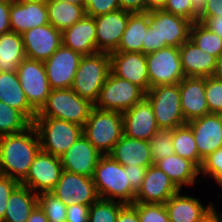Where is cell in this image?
<instances>
[{
	"instance_id": "cell-2",
	"label": "cell",
	"mask_w": 222,
	"mask_h": 222,
	"mask_svg": "<svg viewBox=\"0 0 222 222\" xmlns=\"http://www.w3.org/2000/svg\"><path fill=\"white\" fill-rule=\"evenodd\" d=\"M149 16V27L142 44L143 54H149L168 46L179 48L189 40L192 21L163 9L150 10Z\"/></svg>"
},
{
	"instance_id": "cell-41",
	"label": "cell",
	"mask_w": 222,
	"mask_h": 222,
	"mask_svg": "<svg viewBox=\"0 0 222 222\" xmlns=\"http://www.w3.org/2000/svg\"><path fill=\"white\" fill-rule=\"evenodd\" d=\"M205 96L209 114H222V81L214 76L205 77Z\"/></svg>"
},
{
	"instance_id": "cell-51",
	"label": "cell",
	"mask_w": 222,
	"mask_h": 222,
	"mask_svg": "<svg viewBox=\"0 0 222 222\" xmlns=\"http://www.w3.org/2000/svg\"><path fill=\"white\" fill-rule=\"evenodd\" d=\"M197 21L222 38V15L210 18H198Z\"/></svg>"
},
{
	"instance_id": "cell-53",
	"label": "cell",
	"mask_w": 222,
	"mask_h": 222,
	"mask_svg": "<svg viewBox=\"0 0 222 222\" xmlns=\"http://www.w3.org/2000/svg\"><path fill=\"white\" fill-rule=\"evenodd\" d=\"M217 212L214 205L213 207L206 212L198 222H222V213Z\"/></svg>"
},
{
	"instance_id": "cell-17",
	"label": "cell",
	"mask_w": 222,
	"mask_h": 222,
	"mask_svg": "<svg viewBox=\"0 0 222 222\" xmlns=\"http://www.w3.org/2000/svg\"><path fill=\"white\" fill-rule=\"evenodd\" d=\"M131 13L130 11L119 9L94 17L97 52L111 53L118 48Z\"/></svg>"
},
{
	"instance_id": "cell-7",
	"label": "cell",
	"mask_w": 222,
	"mask_h": 222,
	"mask_svg": "<svg viewBox=\"0 0 222 222\" xmlns=\"http://www.w3.org/2000/svg\"><path fill=\"white\" fill-rule=\"evenodd\" d=\"M32 125L37 131L41 150L59 158L82 134V126L56 118L35 117Z\"/></svg>"
},
{
	"instance_id": "cell-11",
	"label": "cell",
	"mask_w": 222,
	"mask_h": 222,
	"mask_svg": "<svg viewBox=\"0 0 222 222\" xmlns=\"http://www.w3.org/2000/svg\"><path fill=\"white\" fill-rule=\"evenodd\" d=\"M16 73L29 105L38 112L52 90L44 62L25 58Z\"/></svg>"
},
{
	"instance_id": "cell-36",
	"label": "cell",
	"mask_w": 222,
	"mask_h": 222,
	"mask_svg": "<svg viewBox=\"0 0 222 222\" xmlns=\"http://www.w3.org/2000/svg\"><path fill=\"white\" fill-rule=\"evenodd\" d=\"M32 122L19 110L0 101V136L23 132Z\"/></svg>"
},
{
	"instance_id": "cell-5",
	"label": "cell",
	"mask_w": 222,
	"mask_h": 222,
	"mask_svg": "<svg viewBox=\"0 0 222 222\" xmlns=\"http://www.w3.org/2000/svg\"><path fill=\"white\" fill-rule=\"evenodd\" d=\"M110 72V55L96 52L83 55L76 70L71 89L93 105L97 102L100 90Z\"/></svg>"
},
{
	"instance_id": "cell-10",
	"label": "cell",
	"mask_w": 222,
	"mask_h": 222,
	"mask_svg": "<svg viewBox=\"0 0 222 222\" xmlns=\"http://www.w3.org/2000/svg\"><path fill=\"white\" fill-rule=\"evenodd\" d=\"M150 88L177 84L184 77L179 48L166 47L146 54Z\"/></svg>"
},
{
	"instance_id": "cell-57",
	"label": "cell",
	"mask_w": 222,
	"mask_h": 222,
	"mask_svg": "<svg viewBox=\"0 0 222 222\" xmlns=\"http://www.w3.org/2000/svg\"><path fill=\"white\" fill-rule=\"evenodd\" d=\"M216 79L222 81V56L217 59L216 70L213 75Z\"/></svg>"
},
{
	"instance_id": "cell-45",
	"label": "cell",
	"mask_w": 222,
	"mask_h": 222,
	"mask_svg": "<svg viewBox=\"0 0 222 222\" xmlns=\"http://www.w3.org/2000/svg\"><path fill=\"white\" fill-rule=\"evenodd\" d=\"M217 166H222V147L203 159L200 174L212 177L217 172Z\"/></svg>"
},
{
	"instance_id": "cell-15",
	"label": "cell",
	"mask_w": 222,
	"mask_h": 222,
	"mask_svg": "<svg viewBox=\"0 0 222 222\" xmlns=\"http://www.w3.org/2000/svg\"><path fill=\"white\" fill-rule=\"evenodd\" d=\"M110 71L117 77L128 80L145 93L150 89L146 54L142 52H111Z\"/></svg>"
},
{
	"instance_id": "cell-18",
	"label": "cell",
	"mask_w": 222,
	"mask_h": 222,
	"mask_svg": "<svg viewBox=\"0 0 222 222\" xmlns=\"http://www.w3.org/2000/svg\"><path fill=\"white\" fill-rule=\"evenodd\" d=\"M181 191L174 182L155 164L146 169L145 178L135 195L134 203L165 204Z\"/></svg>"
},
{
	"instance_id": "cell-40",
	"label": "cell",
	"mask_w": 222,
	"mask_h": 222,
	"mask_svg": "<svg viewBox=\"0 0 222 222\" xmlns=\"http://www.w3.org/2000/svg\"><path fill=\"white\" fill-rule=\"evenodd\" d=\"M140 222H170L167 209L164 204L133 203Z\"/></svg>"
},
{
	"instance_id": "cell-19",
	"label": "cell",
	"mask_w": 222,
	"mask_h": 222,
	"mask_svg": "<svg viewBox=\"0 0 222 222\" xmlns=\"http://www.w3.org/2000/svg\"><path fill=\"white\" fill-rule=\"evenodd\" d=\"M122 114L123 135L149 141L159 130L151 103L146 97Z\"/></svg>"
},
{
	"instance_id": "cell-3",
	"label": "cell",
	"mask_w": 222,
	"mask_h": 222,
	"mask_svg": "<svg viewBox=\"0 0 222 222\" xmlns=\"http://www.w3.org/2000/svg\"><path fill=\"white\" fill-rule=\"evenodd\" d=\"M92 179L100 198L113 201L117 198L124 204L134 203L136 192L128 182L127 171L109 155L99 158Z\"/></svg>"
},
{
	"instance_id": "cell-1",
	"label": "cell",
	"mask_w": 222,
	"mask_h": 222,
	"mask_svg": "<svg viewBox=\"0 0 222 222\" xmlns=\"http://www.w3.org/2000/svg\"><path fill=\"white\" fill-rule=\"evenodd\" d=\"M40 149L39 137L33 125L23 132L0 136V174L21 183Z\"/></svg>"
},
{
	"instance_id": "cell-29",
	"label": "cell",
	"mask_w": 222,
	"mask_h": 222,
	"mask_svg": "<svg viewBox=\"0 0 222 222\" xmlns=\"http://www.w3.org/2000/svg\"><path fill=\"white\" fill-rule=\"evenodd\" d=\"M154 164L167 174L180 190L183 186L195 184L198 176H200V169L193 162L177 154L167 156L163 160H157Z\"/></svg>"
},
{
	"instance_id": "cell-26",
	"label": "cell",
	"mask_w": 222,
	"mask_h": 222,
	"mask_svg": "<svg viewBox=\"0 0 222 222\" xmlns=\"http://www.w3.org/2000/svg\"><path fill=\"white\" fill-rule=\"evenodd\" d=\"M179 54L185 77L214 75L217 59L201 50L190 39L179 47Z\"/></svg>"
},
{
	"instance_id": "cell-4",
	"label": "cell",
	"mask_w": 222,
	"mask_h": 222,
	"mask_svg": "<svg viewBox=\"0 0 222 222\" xmlns=\"http://www.w3.org/2000/svg\"><path fill=\"white\" fill-rule=\"evenodd\" d=\"M82 134L102 155H108L123 136V114L93 106Z\"/></svg>"
},
{
	"instance_id": "cell-52",
	"label": "cell",
	"mask_w": 222,
	"mask_h": 222,
	"mask_svg": "<svg viewBox=\"0 0 222 222\" xmlns=\"http://www.w3.org/2000/svg\"><path fill=\"white\" fill-rule=\"evenodd\" d=\"M122 10L135 12H145V0H118Z\"/></svg>"
},
{
	"instance_id": "cell-37",
	"label": "cell",
	"mask_w": 222,
	"mask_h": 222,
	"mask_svg": "<svg viewBox=\"0 0 222 222\" xmlns=\"http://www.w3.org/2000/svg\"><path fill=\"white\" fill-rule=\"evenodd\" d=\"M124 205L117 200L99 198L89 207L88 222H116L120 208Z\"/></svg>"
},
{
	"instance_id": "cell-48",
	"label": "cell",
	"mask_w": 222,
	"mask_h": 222,
	"mask_svg": "<svg viewBox=\"0 0 222 222\" xmlns=\"http://www.w3.org/2000/svg\"><path fill=\"white\" fill-rule=\"evenodd\" d=\"M10 4L11 0H0V35L11 32Z\"/></svg>"
},
{
	"instance_id": "cell-34",
	"label": "cell",
	"mask_w": 222,
	"mask_h": 222,
	"mask_svg": "<svg viewBox=\"0 0 222 222\" xmlns=\"http://www.w3.org/2000/svg\"><path fill=\"white\" fill-rule=\"evenodd\" d=\"M172 142L174 154L193 162L200 169L203 160L199 157L194 134L187 123L172 129Z\"/></svg>"
},
{
	"instance_id": "cell-31",
	"label": "cell",
	"mask_w": 222,
	"mask_h": 222,
	"mask_svg": "<svg viewBox=\"0 0 222 222\" xmlns=\"http://www.w3.org/2000/svg\"><path fill=\"white\" fill-rule=\"evenodd\" d=\"M149 17V11L131 13L119 46L113 52H142V44L149 27Z\"/></svg>"
},
{
	"instance_id": "cell-49",
	"label": "cell",
	"mask_w": 222,
	"mask_h": 222,
	"mask_svg": "<svg viewBox=\"0 0 222 222\" xmlns=\"http://www.w3.org/2000/svg\"><path fill=\"white\" fill-rule=\"evenodd\" d=\"M222 15V0H207L198 18H210Z\"/></svg>"
},
{
	"instance_id": "cell-12",
	"label": "cell",
	"mask_w": 222,
	"mask_h": 222,
	"mask_svg": "<svg viewBox=\"0 0 222 222\" xmlns=\"http://www.w3.org/2000/svg\"><path fill=\"white\" fill-rule=\"evenodd\" d=\"M66 206L83 204L90 206L100 197L92 177H86L63 170L61 177L51 191Z\"/></svg>"
},
{
	"instance_id": "cell-14",
	"label": "cell",
	"mask_w": 222,
	"mask_h": 222,
	"mask_svg": "<svg viewBox=\"0 0 222 222\" xmlns=\"http://www.w3.org/2000/svg\"><path fill=\"white\" fill-rule=\"evenodd\" d=\"M82 54L63 44L44 62L51 89L71 88Z\"/></svg>"
},
{
	"instance_id": "cell-50",
	"label": "cell",
	"mask_w": 222,
	"mask_h": 222,
	"mask_svg": "<svg viewBox=\"0 0 222 222\" xmlns=\"http://www.w3.org/2000/svg\"><path fill=\"white\" fill-rule=\"evenodd\" d=\"M116 222H140L136 208L132 204H124Z\"/></svg>"
},
{
	"instance_id": "cell-8",
	"label": "cell",
	"mask_w": 222,
	"mask_h": 222,
	"mask_svg": "<svg viewBox=\"0 0 222 222\" xmlns=\"http://www.w3.org/2000/svg\"><path fill=\"white\" fill-rule=\"evenodd\" d=\"M145 97L151 103L159 129H174L185 125L180 105L179 83L150 88Z\"/></svg>"
},
{
	"instance_id": "cell-28",
	"label": "cell",
	"mask_w": 222,
	"mask_h": 222,
	"mask_svg": "<svg viewBox=\"0 0 222 222\" xmlns=\"http://www.w3.org/2000/svg\"><path fill=\"white\" fill-rule=\"evenodd\" d=\"M0 101L21 111L31 122L37 115L25 97L16 71L0 72Z\"/></svg>"
},
{
	"instance_id": "cell-20",
	"label": "cell",
	"mask_w": 222,
	"mask_h": 222,
	"mask_svg": "<svg viewBox=\"0 0 222 222\" xmlns=\"http://www.w3.org/2000/svg\"><path fill=\"white\" fill-rule=\"evenodd\" d=\"M102 154L83 135L60 157L63 170L92 177Z\"/></svg>"
},
{
	"instance_id": "cell-44",
	"label": "cell",
	"mask_w": 222,
	"mask_h": 222,
	"mask_svg": "<svg viewBox=\"0 0 222 222\" xmlns=\"http://www.w3.org/2000/svg\"><path fill=\"white\" fill-rule=\"evenodd\" d=\"M19 184L17 180L0 174V222L4 219L10 194Z\"/></svg>"
},
{
	"instance_id": "cell-25",
	"label": "cell",
	"mask_w": 222,
	"mask_h": 222,
	"mask_svg": "<svg viewBox=\"0 0 222 222\" xmlns=\"http://www.w3.org/2000/svg\"><path fill=\"white\" fill-rule=\"evenodd\" d=\"M123 166L149 167L154 164L149 141L123 135L108 154Z\"/></svg>"
},
{
	"instance_id": "cell-56",
	"label": "cell",
	"mask_w": 222,
	"mask_h": 222,
	"mask_svg": "<svg viewBox=\"0 0 222 222\" xmlns=\"http://www.w3.org/2000/svg\"><path fill=\"white\" fill-rule=\"evenodd\" d=\"M166 0H145V12L154 10V9H162Z\"/></svg>"
},
{
	"instance_id": "cell-46",
	"label": "cell",
	"mask_w": 222,
	"mask_h": 222,
	"mask_svg": "<svg viewBox=\"0 0 222 222\" xmlns=\"http://www.w3.org/2000/svg\"><path fill=\"white\" fill-rule=\"evenodd\" d=\"M89 207L83 204H72L67 206L66 222H88Z\"/></svg>"
},
{
	"instance_id": "cell-33",
	"label": "cell",
	"mask_w": 222,
	"mask_h": 222,
	"mask_svg": "<svg viewBox=\"0 0 222 222\" xmlns=\"http://www.w3.org/2000/svg\"><path fill=\"white\" fill-rule=\"evenodd\" d=\"M47 8L49 23L61 32L73 26L85 15L82 6L70 2L50 0Z\"/></svg>"
},
{
	"instance_id": "cell-38",
	"label": "cell",
	"mask_w": 222,
	"mask_h": 222,
	"mask_svg": "<svg viewBox=\"0 0 222 222\" xmlns=\"http://www.w3.org/2000/svg\"><path fill=\"white\" fill-rule=\"evenodd\" d=\"M38 205L49 222L66 221L67 206L51 192L38 194Z\"/></svg>"
},
{
	"instance_id": "cell-9",
	"label": "cell",
	"mask_w": 222,
	"mask_h": 222,
	"mask_svg": "<svg viewBox=\"0 0 222 222\" xmlns=\"http://www.w3.org/2000/svg\"><path fill=\"white\" fill-rule=\"evenodd\" d=\"M144 97L145 92L140 87L115 76L110 71L94 107L123 113Z\"/></svg>"
},
{
	"instance_id": "cell-6",
	"label": "cell",
	"mask_w": 222,
	"mask_h": 222,
	"mask_svg": "<svg viewBox=\"0 0 222 222\" xmlns=\"http://www.w3.org/2000/svg\"><path fill=\"white\" fill-rule=\"evenodd\" d=\"M93 106L71 88L52 89L36 117L56 118L83 127Z\"/></svg>"
},
{
	"instance_id": "cell-58",
	"label": "cell",
	"mask_w": 222,
	"mask_h": 222,
	"mask_svg": "<svg viewBox=\"0 0 222 222\" xmlns=\"http://www.w3.org/2000/svg\"><path fill=\"white\" fill-rule=\"evenodd\" d=\"M211 178L222 188V166H217V172Z\"/></svg>"
},
{
	"instance_id": "cell-21",
	"label": "cell",
	"mask_w": 222,
	"mask_h": 222,
	"mask_svg": "<svg viewBox=\"0 0 222 222\" xmlns=\"http://www.w3.org/2000/svg\"><path fill=\"white\" fill-rule=\"evenodd\" d=\"M187 124L192 129L202 160L222 147V114L210 113Z\"/></svg>"
},
{
	"instance_id": "cell-22",
	"label": "cell",
	"mask_w": 222,
	"mask_h": 222,
	"mask_svg": "<svg viewBox=\"0 0 222 222\" xmlns=\"http://www.w3.org/2000/svg\"><path fill=\"white\" fill-rule=\"evenodd\" d=\"M180 105L188 123L209 114L205 96V77H184L179 82Z\"/></svg>"
},
{
	"instance_id": "cell-23",
	"label": "cell",
	"mask_w": 222,
	"mask_h": 222,
	"mask_svg": "<svg viewBox=\"0 0 222 222\" xmlns=\"http://www.w3.org/2000/svg\"><path fill=\"white\" fill-rule=\"evenodd\" d=\"M49 23L48 8L46 3L11 0L10 26L11 31L23 34L34 27Z\"/></svg>"
},
{
	"instance_id": "cell-42",
	"label": "cell",
	"mask_w": 222,
	"mask_h": 222,
	"mask_svg": "<svg viewBox=\"0 0 222 222\" xmlns=\"http://www.w3.org/2000/svg\"><path fill=\"white\" fill-rule=\"evenodd\" d=\"M85 15L98 17L121 9L118 0H85Z\"/></svg>"
},
{
	"instance_id": "cell-24",
	"label": "cell",
	"mask_w": 222,
	"mask_h": 222,
	"mask_svg": "<svg viewBox=\"0 0 222 222\" xmlns=\"http://www.w3.org/2000/svg\"><path fill=\"white\" fill-rule=\"evenodd\" d=\"M62 44L82 55L97 52L94 17L84 15L73 26L62 32Z\"/></svg>"
},
{
	"instance_id": "cell-16",
	"label": "cell",
	"mask_w": 222,
	"mask_h": 222,
	"mask_svg": "<svg viewBox=\"0 0 222 222\" xmlns=\"http://www.w3.org/2000/svg\"><path fill=\"white\" fill-rule=\"evenodd\" d=\"M26 58L45 62L61 45L62 32L50 23L22 34Z\"/></svg>"
},
{
	"instance_id": "cell-55",
	"label": "cell",
	"mask_w": 222,
	"mask_h": 222,
	"mask_svg": "<svg viewBox=\"0 0 222 222\" xmlns=\"http://www.w3.org/2000/svg\"><path fill=\"white\" fill-rule=\"evenodd\" d=\"M207 0H192L193 4V23L197 22L198 15L203 11Z\"/></svg>"
},
{
	"instance_id": "cell-59",
	"label": "cell",
	"mask_w": 222,
	"mask_h": 222,
	"mask_svg": "<svg viewBox=\"0 0 222 222\" xmlns=\"http://www.w3.org/2000/svg\"><path fill=\"white\" fill-rule=\"evenodd\" d=\"M57 1L70 2V3H73V4H77L79 6H82L84 8V1L85 0H57Z\"/></svg>"
},
{
	"instance_id": "cell-54",
	"label": "cell",
	"mask_w": 222,
	"mask_h": 222,
	"mask_svg": "<svg viewBox=\"0 0 222 222\" xmlns=\"http://www.w3.org/2000/svg\"><path fill=\"white\" fill-rule=\"evenodd\" d=\"M26 222H49L48 218L44 214L43 210L37 205Z\"/></svg>"
},
{
	"instance_id": "cell-35",
	"label": "cell",
	"mask_w": 222,
	"mask_h": 222,
	"mask_svg": "<svg viewBox=\"0 0 222 222\" xmlns=\"http://www.w3.org/2000/svg\"><path fill=\"white\" fill-rule=\"evenodd\" d=\"M189 39L201 50L216 59L222 56V38L210 31L200 22H194L191 26Z\"/></svg>"
},
{
	"instance_id": "cell-32",
	"label": "cell",
	"mask_w": 222,
	"mask_h": 222,
	"mask_svg": "<svg viewBox=\"0 0 222 222\" xmlns=\"http://www.w3.org/2000/svg\"><path fill=\"white\" fill-rule=\"evenodd\" d=\"M25 58L21 34L11 31L0 35V72L16 71Z\"/></svg>"
},
{
	"instance_id": "cell-30",
	"label": "cell",
	"mask_w": 222,
	"mask_h": 222,
	"mask_svg": "<svg viewBox=\"0 0 222 222\" xmlns=\"http://www.w3.org/2000/svg\"><path fill=\"white\" fill-rule=\"evenodd\" d=\"M37 205L38 194L19 184L9 196L4 219L1 222H26Z\"/></svg>"
},
{
	"instance_id": "cell-60",
	"label": "cell",
	"mask_w": 222,
	"mask_h": 222,
	"mask_svg": "<svg viewBox=\"0 0 222 222\" xmlns=\"http://www.w3.org/2000/svg\"><path fill=\"white\" fill-rule=\"evenodd\" d=\"M26 1H35V2H42V3H48L50 0H26Z\"/></svg>"
},
{
	"instance_id": "cell-13",
	"label": "cell",
	"mask_w": 222,
	"mask_h": 222,
	"mask_svg": "<svg viewBox=\"0 0 222 222\" xmlns=\"http://www.w3.org/2000/svg\"><path fill=\"white\" fill-rule=\"evenodd\" d=\"M62 171L60 158L40 149L34 157L28 175L20 184L36 194L51 192L60 179Z\"/></svg>"
},
{
	"instance_id": "cell-27",
	"label": "cell",
	"mask_w": 222,
	"mask_h": 222,
	"mask_svg": "<svg viewBox=\"0 0 222 222\" xmlns=\"http://www.w3.org/2000/svg\"><path fill=\"white\" fill-rule=\"evenodd\" d=\"M180 193L173 195L164 204L170 222H198L213 207V203L203 206L199 198Z\"/></svg>"
},
{
	"instance_id": "cell-47",
	"label": "cell",
	"mask_w": 222,
	"mask_h": 222,
	"mask_svg": "<svg viewBox=\"0 0 222 222\" xmlns=\"http://www.w3.org/2000/svg\"><path fill=\"white\" fill-rule=\"evenodd\" d=\"M124 169L127 171L128 182L130 183L131 188L137 193L145 178L147 167L132 165L124 166Z\"/></svg>"
},
{
	"instance_id": "cell-43",
	"label": "cell",
	"mask_w": 222,
	"mask_h": 222,
	"mask_svg": "<svg viewBox=\"0 0 222 222\" xmlns=\"http://www.w3.org/2000/svg\"><path fill=\"white\" fill-rule=\"evenodd\" d=\"M162 9L193 22L192 0H166Z\"/></svg>"
},
{
	"instance_id": "cell-39",
	"label": "cell",
	"mask_w": 222,
	"mask_h": 222,
	"mask_svg": "<svg viewBox=\"0 0 222 222\" xmlns=\"http://www.w3.org/2000/svg\"><path fill=\"white\" fill-rule=\"evenodd\" d=\"M149 144L154 162L174 154L172 130L170 129H159L149 140Z\"/></svg>"
}]
</instances>
